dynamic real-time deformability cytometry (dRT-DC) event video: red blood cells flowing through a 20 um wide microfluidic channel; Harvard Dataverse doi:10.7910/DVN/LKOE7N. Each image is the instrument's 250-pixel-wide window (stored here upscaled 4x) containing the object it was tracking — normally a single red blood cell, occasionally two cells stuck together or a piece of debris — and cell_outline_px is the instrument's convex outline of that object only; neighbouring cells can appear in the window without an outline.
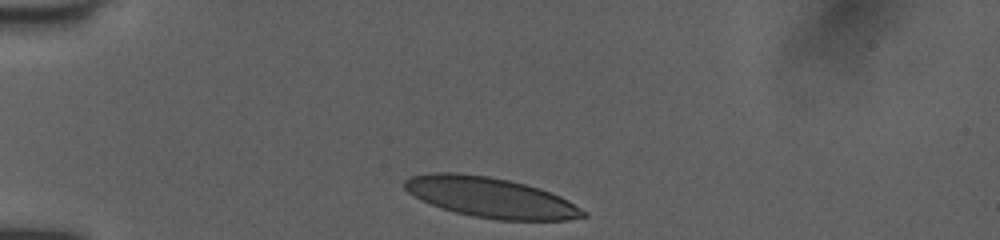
{"species": "human", "species_latin": "Homo sapiens", "temperature_condition": "room temperature", "stored_images_in_passage": 32, "camera_frame_rate_fps": 3000, "um_per_image_px": 0.085, "donor": {"sex": "female"}, "frame": {"image": 1, "passage_image": 1, "time_ms": 0.0, "image_size_px": [1000, 240], "cell_outline_px": [[588, 216], [568, 220], [496, 220], [472, 216], [456, 212], [420, 200], [408, 192], [404, 188], [404, 180], [412, 176], [428, 172], [456, 172], [488, 176], [508, 180], [540, 188], [560, 196], [568, 200], [588, 212]], "centroid_in_image_um": [41.71, 16.78], "position_along_channel_um": 43.3, "area_um2": 41.91}}
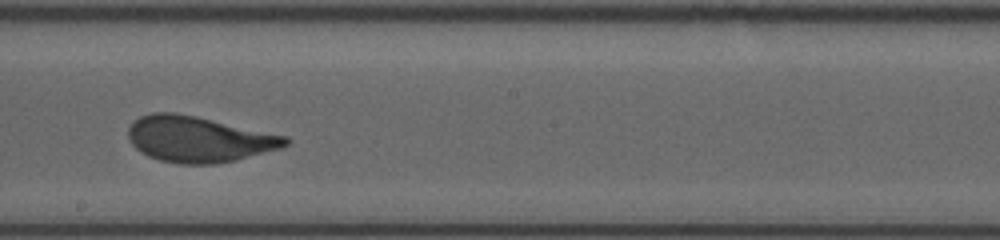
{"frame": {"image": 2, "passage_image": 18, "time_ms": 5.667, "image_size_px": [1000, 240], "cell_outline_px": [[292, 140], [288, 144], [280, 148], [236, 160], [216, 164], [180, 164], [160, 160], [148, 156], [140, 152], [128, 140], [128, 128], [132, 120], [140, 116], [152, 112], [176, 112], [196, 116], [288, 136]], "centroid_in_image_um": [16.87, 11.82], "position_along_channel_um": 231.3, "area_um2": 42.31}}
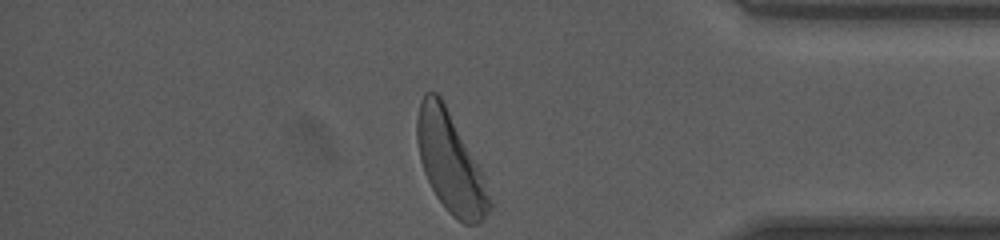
{"frame": {"image": 3, "passage_image": 32, "time_ms": 10.333, "image_size_px": [1000, 240], "cell_outline_px": [[492, 208], [484, 220], [476, 224], [464, 224], [456, 220], [444, 208], [436, 196], [424, 172], [420, 160], [416, 140], [416, 116], [420, 100], [424, 92], [436, 92], [440, 96], [480, 168], [492, 204]], "centroid_in_image_um": [38.25, 13.84], "position_along_channel_um": 396.9, "area_um2": 41.91}, "authors_computed_cell_mechanics": {"area_um2": 41.8183, "velocity_mm_per_s": 4.0088, "shape_relaxation_time_tau1_ms": 3.3427, "shape_relaxation_time_tau2_ms": null, "deformation_change_tau1": 0.1702, "deformation_change_tau2": null}}